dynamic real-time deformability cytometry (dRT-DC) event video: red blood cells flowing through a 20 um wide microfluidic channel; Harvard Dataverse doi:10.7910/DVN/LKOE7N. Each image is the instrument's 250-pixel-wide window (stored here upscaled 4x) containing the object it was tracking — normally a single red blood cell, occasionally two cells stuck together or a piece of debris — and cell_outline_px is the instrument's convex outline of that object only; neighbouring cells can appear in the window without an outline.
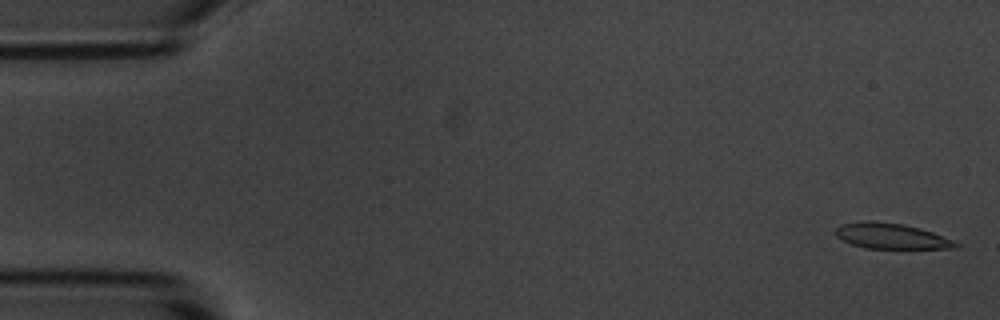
{"species": "common noctule bat (a hibernating species)", "species_latin": "Nyctalus noctula", "temperature_condition": "room temperature", "stored_images_in_passage": 55, "camera_frame_rate_fps": 3000, "um_per_image_px": 0.085, "animal": {"sex": "male", "body_mass_g": 20.1, "forearm_length_mm": 53.5}, "frame": {"image": 1, "passage_image": 1, "time_ms": 0.0, "image_size_px": [1000, 320], "cell_outline_px": [[960, 244], [956, 248], [864, 248], [852, 244], [836, 236], [836, 228], [840, 224], [860, 220], [904, 224], [920, 228], [932, 232], [952, 240]], "centroid_in_image_um": [75.72, 20.05], "position_along_channel_um": 9.3, "area_um2": 17.69}}
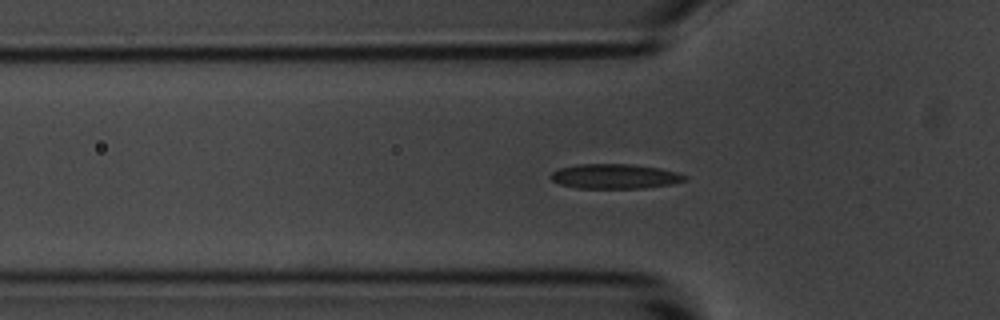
{"frame": {"image": 2, "passage_image": 17, "time_ms": 5.333, "image_size_px": [1000, 320], "cell_outline_px": [[688, 180], [672, 184], [640, 188], [576, 188], [560, 184], [552, 180], [548, 176], [552, 172], [560, 168], [576, 164], [632, 164], [660, 168], [676, 172], [688, 176]], "centroid_in_image_um": [52.26, 14.98], "position_along_channel_um": 73.5, "area_um2": 19.42}}
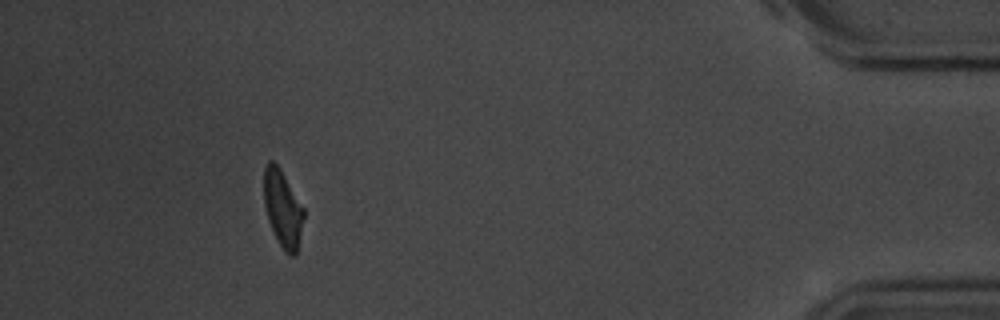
{"frame": {"image": 3, "passage_image": 50, "time_ms": 16.333, "image_size_px": [1000, 320], "cell_outline_px": [[304, 216], [296, 256], [288, 256], [280, 244], [268, 220], [264, 204], [264, 168], [268, 160], [272, 160], [280, 168], [304, 208]], "centroid_in_image_um": [24.03, 17.72], "position_along_channel_um": 411.2, "area_um2": 17.69}, "authors_computed_cell_mechanics": {"area_um2": 18.9584, "velocity_mm_per_s": 3.6029, "shape_relaxation_time_tau1_ms": 2.8906, "shape_relaxation_time_tau2_ms": 3.0562, "deformation_change_tau1": 0.1122, "deformation_change_tau2": 0.1118}}